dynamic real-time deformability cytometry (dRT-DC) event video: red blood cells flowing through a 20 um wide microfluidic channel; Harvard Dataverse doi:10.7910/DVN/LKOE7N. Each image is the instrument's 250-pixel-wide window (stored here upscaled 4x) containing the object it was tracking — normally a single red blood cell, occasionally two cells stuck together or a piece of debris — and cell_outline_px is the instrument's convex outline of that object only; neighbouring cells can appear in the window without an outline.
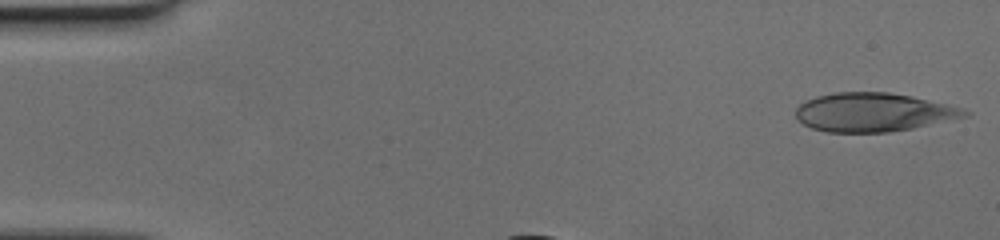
{"species": "human", "species_latin": "Homo sapiens", "temperature_condition": "cold", "stored_images_in_passage": 31, "camera_frame_rate_fps": 3000, "um_per_image_px": 0.085, "donor": {"sex": "female"}, "frame": {"image": 1, "passage_image": 1, "time_ms": 0.0, "image_size_px": [1000, 240], "cell_outline_px": [[972, 112], [968, 116], [912, 128], [888, 132], [828, 132], [812, 128], [796, 120], [796, 108], [800, 104], [816, 96], [836, 92], [888, 92], [912, 96], [964, 108]], "centroid_in_image_um": [74.24, 9.54], "position_along_channel_um": 10.8, "area_um2": 38.03}}
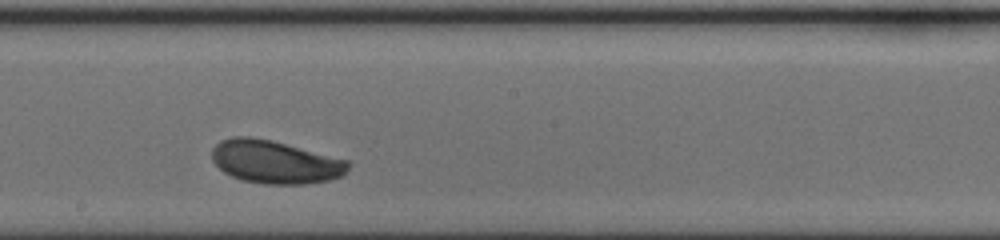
{"frame": {"image": 2, "passage_image": 19, "time_ms": 6.0, "image_size_px": [1000, 240], "cell_outline_px": [[352, 164], [340, 176], [328, 180], [304, 184], [264, 184], [244, 180], [232, 176], [224, 172], [212, 160], [212, 148], [220, 140], [232, 136], [248, 136], [272, 140], [348, 160]], "centroid_in_image_um": [23.36, 13.75], "position_along_channel_um": 224.8, "area_um2": 34.1}}
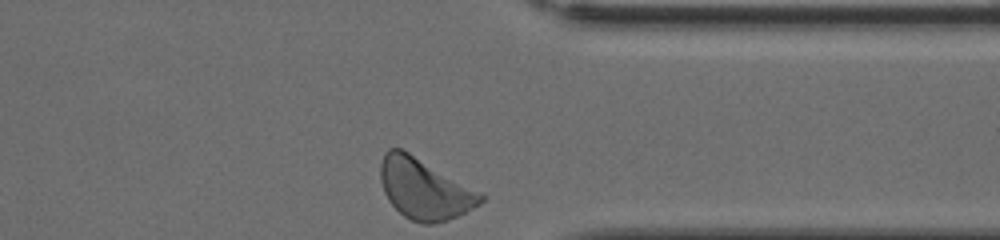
{"frame": {"image": 3, "passage_image": 31, "time_ms": 10.0, "image_size_px": [1000, 240], "cell_outline_px": [[488, 196], [480, 204], [456, 216], [432, 224], [424, 224], [412, 220], [404, 216], [388, 200], [384, 192], [380, 180], [380, 164], [384, 152], [388, 148], [400, 148], [408, 152]], "centroid_in_image_um": [36.06, 16.05], "position_along_channel_um": 375.3, "area_um2": 35.03}}